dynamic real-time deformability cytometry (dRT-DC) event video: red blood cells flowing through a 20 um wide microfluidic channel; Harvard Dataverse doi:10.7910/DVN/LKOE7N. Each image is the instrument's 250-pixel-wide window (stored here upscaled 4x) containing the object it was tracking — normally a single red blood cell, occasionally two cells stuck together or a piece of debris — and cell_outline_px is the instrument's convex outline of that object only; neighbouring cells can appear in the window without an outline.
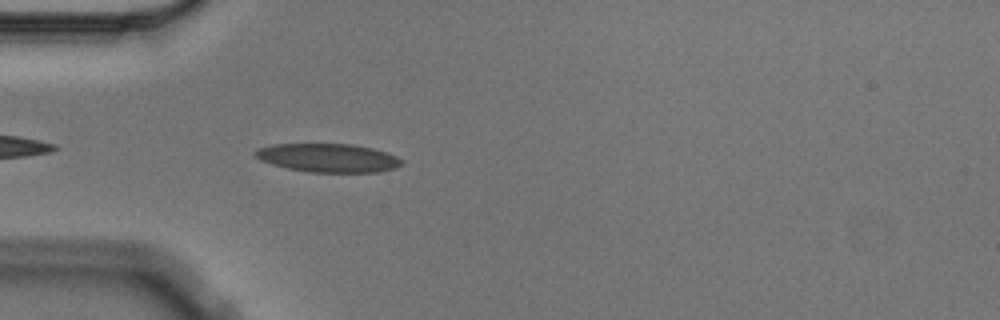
{"species": "Egyptian fruit bat (a non-hibernating species)", "species_latin": "Rousettus aegyptiacus", "temperature_condition": "cold", "stored_images_in_passage": 5, "camera_frame_rate_fps": 3000, "um_per_image_px": 0.085, "animal": {"sex": "male"}, "frame": {"image": 1, "passage_image": 5, "time_ms": 1.333, "image_size_px": [1000, 320], "cell_outline_px": [[404, 164], [396, 168], [380, 172], [308, 172], [288, 168], [272, 164], [260, 160], [252, 152], [256, 148], [272, 144], [352, 144], [372, 148], [396, 156], [404, 160]], "centroid_in_image_um": [27.89, 13.42], "position_along_channel_um": 57.1, "area_um2": 24.51}}